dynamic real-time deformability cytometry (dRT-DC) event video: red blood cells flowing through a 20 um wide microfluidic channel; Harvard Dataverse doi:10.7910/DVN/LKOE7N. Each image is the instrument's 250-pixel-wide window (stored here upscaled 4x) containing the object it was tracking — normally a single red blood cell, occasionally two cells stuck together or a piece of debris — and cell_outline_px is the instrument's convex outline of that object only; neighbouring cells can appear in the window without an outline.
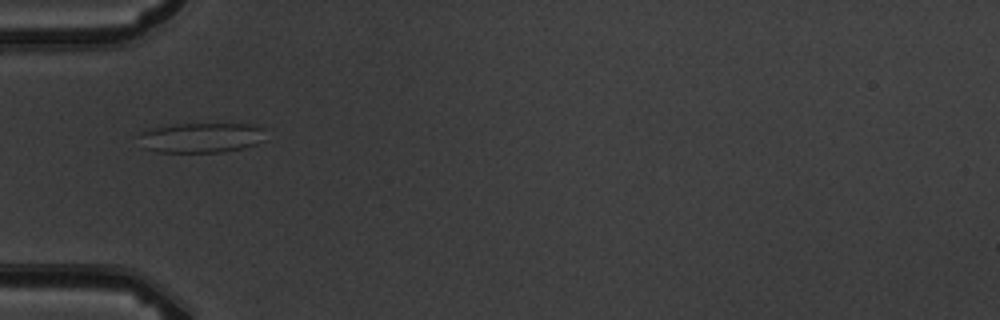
{"species": "common noctule bat (a hibernating species)", "species_latin": "Nyctalus noctula", "temperature_condition": "warm", "stored_images_in_passage": 4, "camera_frame_rate_fps": 3000, "um_per_image_px": 0.085, "animal": {"sex": "male", "body_mass_g": 19.5, "forearm_length_mm": 54.6}, "frame": {"image": 1, "passage_image": 1, "time_ms": 0.0, "image_size_px": [1000, 320], "cell_outline_px": [[264, 140], [256, 144], [224, 152], [156, 152], [144, 148], [136, 136], [140, 132], [152, 128], [172, 124], [256, 124], [264, 128]], "centroid_in_image_um": [17.07, 11.69], "position_along_channel_um": 67.9, "area_um2": 22.43}}
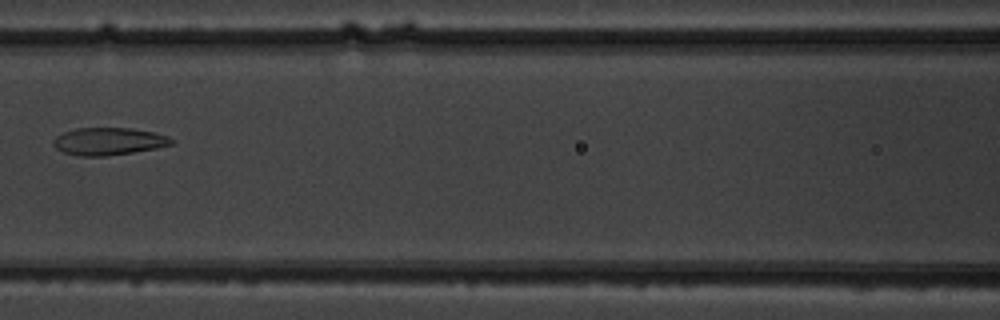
{"frame": {"image": 2, "passage_image": 3, "time_ms": 2.333, "image_size_px": [1000, 320], "cell_outline_px": [[172, 144], [156, 148], [132, 152], [104, 156], [80, 156], [64, 152], [56, 148], [52, 144], [52, 140], [56, 136], [64, 132], [76, 128], [132, 128], [152, 132], [168, 136], [172, 140]], "centroid_in_image_um": [9.19, 12.01], "position_along_channel_um": 157.4, "area_um2": 18.73}}
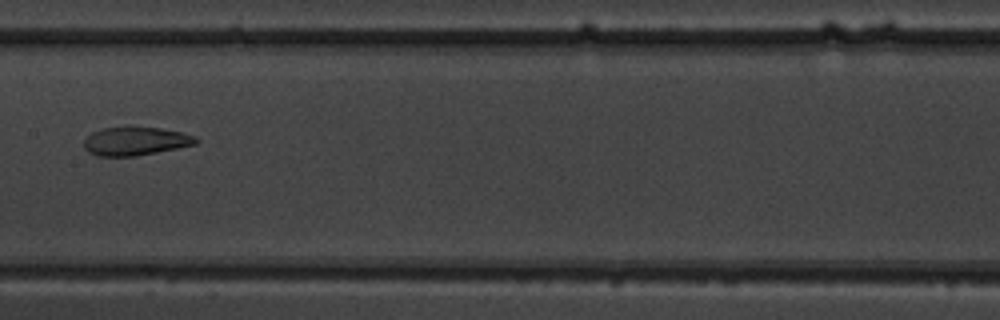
{"frame": {"image": 3, "passage_image": 4, "time_ms": 3.333, "image_size_px": [1000, 320], "cell_outline_px": [[200, 140], [196, 144], [136, 156], [96, 156], [88, 152], [84, 148], [84, 140], [92, 132], [104, 128], [128, 124], [160, 128], [180, 132], [196, 136]], "centroid_in_image_um": [11.49, 11.96], "position_along_channel_um": 195.9, "area_um2": 19.07}}